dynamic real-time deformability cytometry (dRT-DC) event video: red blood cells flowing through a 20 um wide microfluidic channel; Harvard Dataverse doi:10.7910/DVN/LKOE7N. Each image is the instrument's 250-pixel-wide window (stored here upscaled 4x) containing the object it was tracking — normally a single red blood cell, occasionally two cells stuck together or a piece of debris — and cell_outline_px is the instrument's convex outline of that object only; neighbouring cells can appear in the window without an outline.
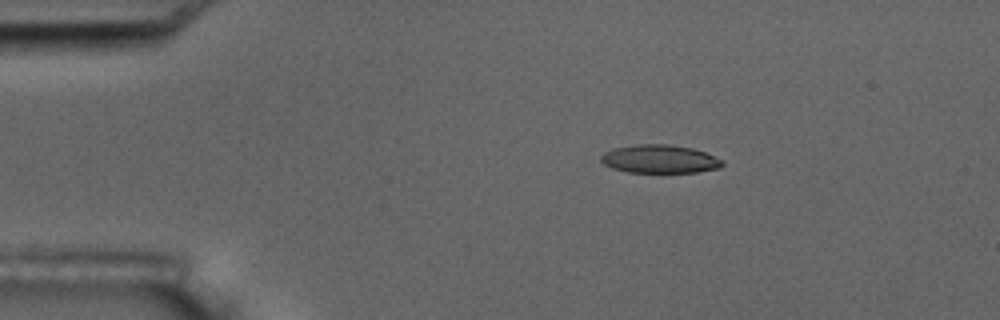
{"species": "common noctule bat (a hibernating species)", "species_latin": "Nyctalus noctula", "temperature_condition": "room temperature", "stored_images_in_passage": 6, "camera_frame_rate_fps": 3000, "um_per_image_px": 0.085, "animal": {"sex": "male", "body_mass_g": 17.5, "forearm_length_mm": 52.3}, "frame": {"image": 1, "passage_image": 3, "time_ms": 2.333, "image_size_px": [1000, 320], "cell_outline_px": [[724, 164], [720, 168], [696, 172], [628, 172], [612, 168], [604, 164], [600, 160], [600, 156], [604, 152], [612, 148], [636, 144], [668, 144], [692, 148], [704, 152], [724, 160]], "centroid_in_image_um": [56.06, 13.51], "position_along_channel_um": 28.9, "area_um2": 20.11}}
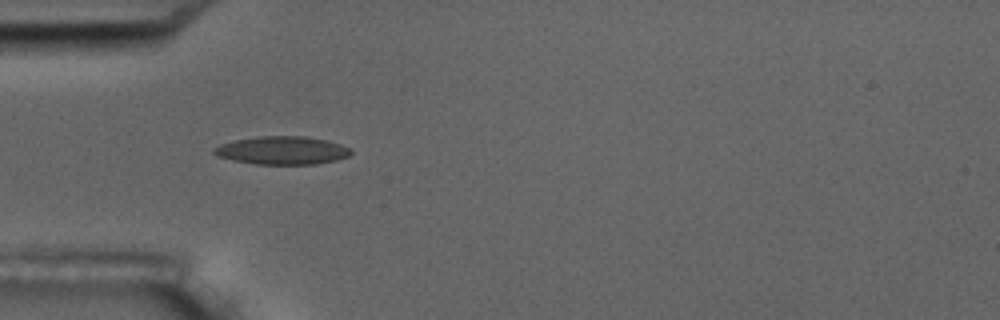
{"frame": {"image": 2, "passage_image": 5, "time_ms": 4.667, "image_size_px": [1000, 320], "cell_outline_px": [[352, 152], [348, 156], [336, 160], [316, 164], [256, 164], [232, 160], [216, 156], [212, 152], [212, 148], [220, 144], [236, 140], [260, 136], [304, 136], [324, 140], [340, 144], [348, 148]], "centroid_in_image_um": [23.93, 12.79], "position_along_channel_um": 61.1, "area_um2": 22.31}}